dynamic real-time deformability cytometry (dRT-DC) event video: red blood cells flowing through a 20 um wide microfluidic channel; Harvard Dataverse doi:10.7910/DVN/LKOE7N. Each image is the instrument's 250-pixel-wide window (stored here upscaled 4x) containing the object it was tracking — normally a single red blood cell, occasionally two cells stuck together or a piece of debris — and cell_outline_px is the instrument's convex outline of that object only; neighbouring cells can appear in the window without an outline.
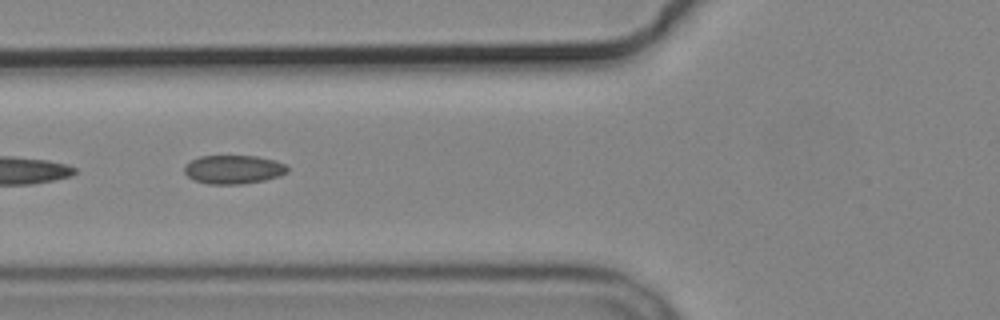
{"species": "common noctule bat (a hibernating species)", "species_latin": "Nyctalus noctula", "temperature_condition": "cold", "stored_images_in_passage": 8, "camera_frame_rate_fps": 3000, "um_per_image_px": 0.085, "animal": {"sex": "male", "body_mass_g": 19.2, "forearm_length_mm": 51.8}, "frame": {"image": 1, "passage_image": 7, "time_ms": 7.0, "image_size_px": [1000, 320], "cell_outline_px": [[288, 172], [280, 176], [264, 180], [240, 184], [208, 184], [196, 180], [188, 176], [184, 172], [184, 164], [200, 156], [256, 156], [272, 160], [284, 164], [288, 168]], "centroid_in_image_um": [19.83, 14.4], "position_along_channel_um": 106.0, "area_um2": 17.11}}
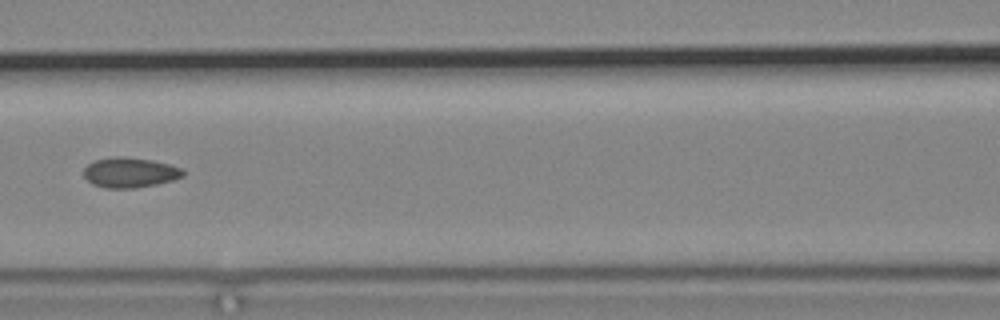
{"frame": {"image": 2, "passage_image": 8, "time_ms": 8.333, "image_size_px": [1000, 320], "cell_outline_px": [[184, 176], [172, 180], [156, 184], [132, 188], [104, 188], [92, 184], [84, 176], [84, 168], [88, 164], [96, 160], [112, 156], [120, 156], [152, 160], [184, 168]], "centroid_in_image_um": [11.04, 14.66], "position_along_channel_um": 155.6, "area_um2": 17.4}}